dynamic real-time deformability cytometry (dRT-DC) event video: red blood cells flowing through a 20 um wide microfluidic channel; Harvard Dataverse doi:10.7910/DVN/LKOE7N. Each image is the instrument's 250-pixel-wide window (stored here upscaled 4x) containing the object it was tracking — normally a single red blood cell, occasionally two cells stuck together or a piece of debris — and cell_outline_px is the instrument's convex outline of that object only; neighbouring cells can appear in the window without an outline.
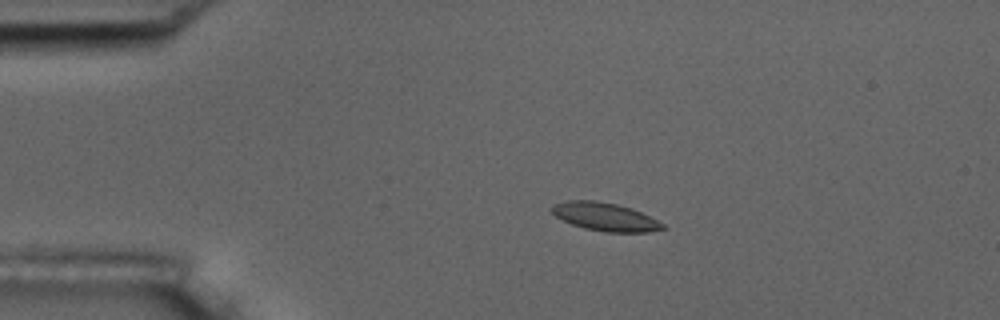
{"species": "common noctule bat (a hibernating species)", "species_latin": "Nyctalus noctula", "temperature_condition": "room temperature", "stored_images_in_passage": 9, "camera_frame_rate_fps": 3000, "um_per_image_px": 0.085, "animal": {"sex": "male", "body_mass_g": 17.5, "forearm_length_mm": 52.3}, "frame": {"image": 1, "passage_image": 4, "time_ms": 3.667, "image_size_px": [1000, 320], "cell_outline_px": [[668, 228], [648, 232], [604, 232], [584, 228], [572, 224], [556, 216], [548, 208], [552, 204], [568, 200], [596, 200], [616, 204], [632, 208], [664, 224]], "centroid_in_image_um": [51.41, 18.42], "position_along_channel_um": 33.6, "area_um2": 18.26}}
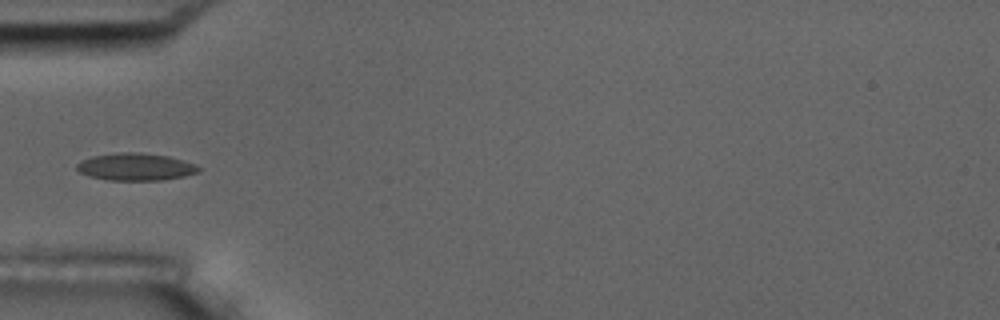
{"frame": {"image": 2, "passage_image": 6, "time_ms": 6.0, "image_size_px": [1000, 320], "cell_outline_px": [[200, 172], [184, 176], [164, 180], [108, 180], [88, 176], [80, 172], [76, 168], [76, 164], [80, 160], [92, 156], [116, 152], [140, 152], [168, 156], [196, 164], [200, 168]], "centroid_in_image_um": [11.51, 14.18], "position_along_channel_um": 73.5, "area_um2": 19.59}}
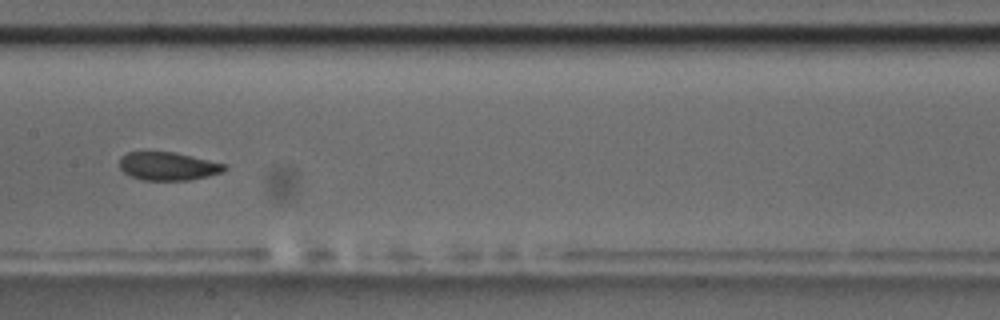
{"frame": {"image": 3, "passage_image": 9, "time_ms": 9.333, "image_size_px": [1000, 320], "cell_outline_px": [[228, 168], [224, 172], [208, 176], [188, 180], [140, 180], [124, 172], [120, 168], [120, 156], [128, 152], [172, 152], [228, 164]], "centroid_in_image_um": [14.31, 14.13], "position_along_channel_um": 193.1, "area_um2": 17.28}}